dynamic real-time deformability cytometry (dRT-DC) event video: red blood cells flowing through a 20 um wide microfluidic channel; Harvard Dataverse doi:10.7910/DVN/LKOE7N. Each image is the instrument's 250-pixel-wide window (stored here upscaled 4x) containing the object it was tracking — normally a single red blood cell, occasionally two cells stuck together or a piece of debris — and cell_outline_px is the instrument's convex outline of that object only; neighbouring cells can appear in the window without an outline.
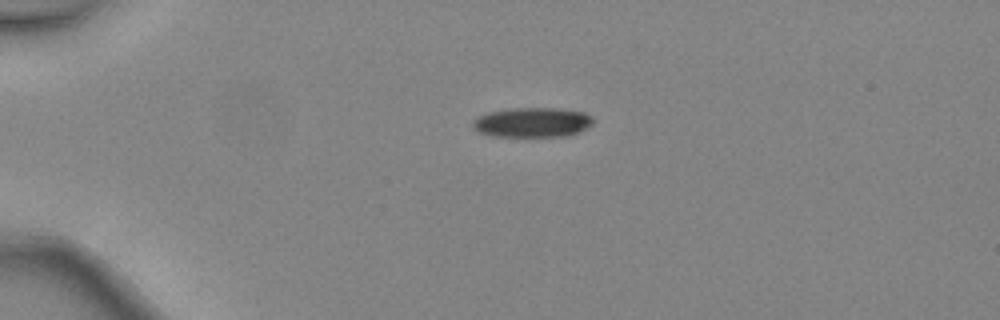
{"species": "common noctule bat (a hibernating species)", "species_latin": "Nyctalus noctula", "temperature_condition": "warm", "stored_images_in_passage": 3, "camera_frame_rate_fps": 3000, "um_per_image_px": 0.085, "animal": {"sex": "female", "body_mass_g": 24.6, "forearm_length_mm": 56.2}, "frame": {"image": 1, "passage_image": 1, "time_ms": 0.0, "image_size_px": [1000, 320], "cell_outline_px": [[592, 124], [568, 136], [492, 136], [480, 132], [472, 128], [472, 120], [488, 112], [512, 108], [556, 108], [584, 112], [592, 116]], "centroid_in_image_um": [45.21, 10.39], "position_along_channel_um": 39.8, "area_um2": 20.69}}
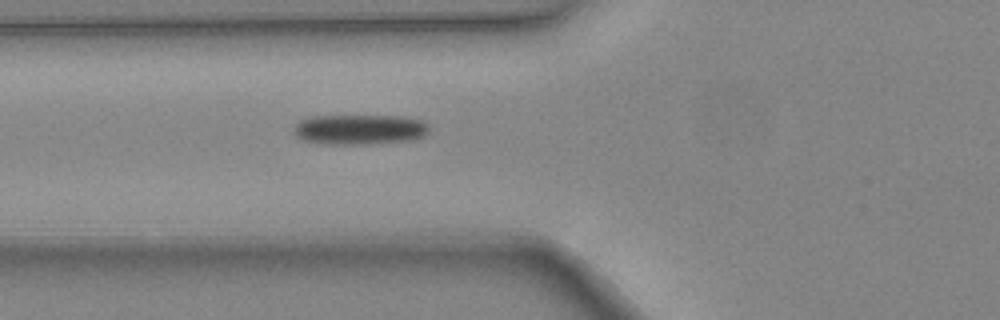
{"frame": {"image": 2, "passage_image": 3, "time_ms": 0.667, "image_size_px": [1000, 320], "cell_outline_px": [[428, 132], [424, 136], [416, 140], [368, 144], [324, 144], [304, 140], [296, 136], [292, 132], [292, 128], [300, 120], [312, 116], [400, 116], [420, 120], [428, 124]], "centroid_in_image_um": [30.56, 11.01], "position_along_channel_um": 95.2, "area_um2": 23.99}}